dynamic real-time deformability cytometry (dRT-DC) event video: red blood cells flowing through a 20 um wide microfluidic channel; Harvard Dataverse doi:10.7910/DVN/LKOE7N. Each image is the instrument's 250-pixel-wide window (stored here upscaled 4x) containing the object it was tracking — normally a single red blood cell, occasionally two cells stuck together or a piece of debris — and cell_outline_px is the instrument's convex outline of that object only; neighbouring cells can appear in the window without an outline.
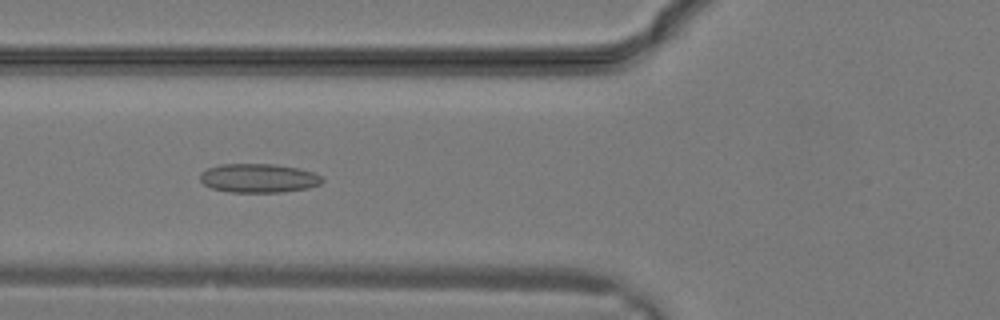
{"species": "common noctule bat (a hibernating species)", "species_latin": "Nyctalus noctula", "temperature_condition": "warm", "stored_images_in_passage": 31, "camera_frame_rate_fps": 3000, "um_per_image_px": 0.085, "animal": {"sex": "male", "body_mass_g": 19.2, "forearm_length_mm": 51.8}, "frame": {"image": 1, "passage_image": 12, "time_ms": 3.667, "image_size_px": [1000, 320], "cell_outline_px": [[324, 180], [320, 184], [308, 188], [280, 192], [232, 192], [212, 188], [204, 184], [200, 180], [200, 172], [208, 168], [220, 164], [272, 164], [296, 168], [312, 172], [320, 176]], "centroid_in_image_um": [21.95, 15.14], "position_along_channel_um": 103.8, "area_um2": 20.4}}
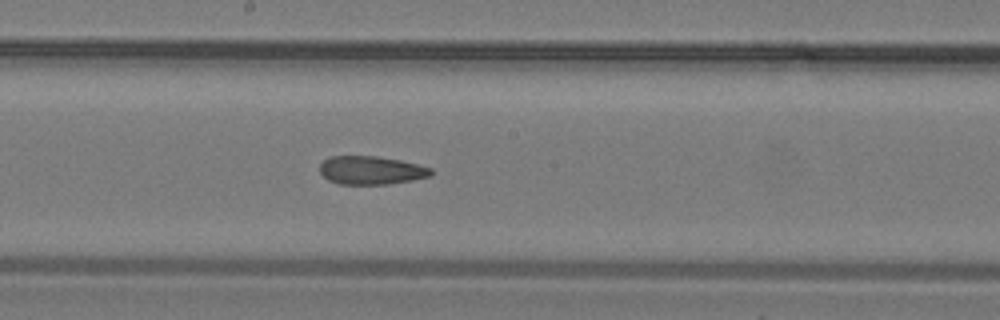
{"frame": {"image": 2, "passage_image": 17, "time_ms": 5.333, "image_size_px": [1000, 320], "cell_outline_px": [[432, 176], [412, 180], [388, 184], [340, 184], [328, 180], [320, 172], [320, 164], [324, 160], [332, 156], [376, 156], [400, 160], [432, 168]], "centroid_in_image_um": [31.55, 14.47], "position_along_channel_um": 216.6, "area_um2": 18.32}}
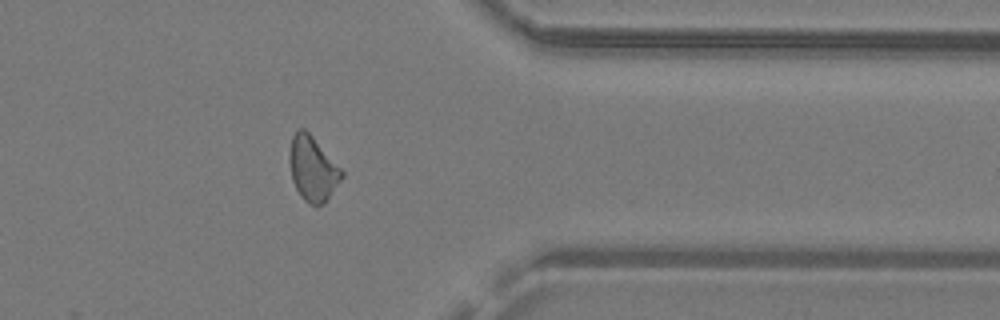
{"frame": {"image": 3, "passage_image": 25, "time_ms": 8.0, "image_size_px": [1000, 320], "cell_outline_px": [[344, 176], [324, 204], [316, 208], [308, 204], [300, 196], [292, 180], [288, 160], [288, 156], [292, 136], [296, 128], [304, 128], [312, 136], [344, 172]], "centroid_in_image_um": [26.55, 14.37], "position_along_channel_um": 384.8, "area_um2": 19.94}}